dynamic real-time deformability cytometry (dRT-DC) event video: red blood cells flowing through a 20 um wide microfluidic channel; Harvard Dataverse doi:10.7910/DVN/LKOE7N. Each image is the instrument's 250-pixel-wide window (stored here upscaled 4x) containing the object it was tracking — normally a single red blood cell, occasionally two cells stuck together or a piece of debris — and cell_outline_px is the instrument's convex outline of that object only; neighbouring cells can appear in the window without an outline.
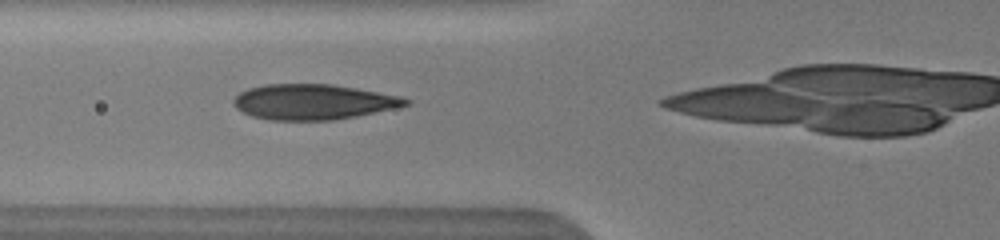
{"species": "human", "species_latin": "Homo sapiens", "temperature_condition": "warm", "stored_images_in_passage": 33, "camera_frame_rate_fps": 3000, "um_per_image_px": 0.085, "donor": {"sex": "male"}, "frame": {"image": 1, "passage_image": 17, "time_ms": 4.333, "image_size_px": [1000, 240], "cell_outline_px": [[412, 100], [408, 104], [392, 108], [356, 116], [332, 120], [268, 120], [252, 116], [236, 108], [232, 104], [232, 100], [240, 92], [248, 88], [264, 84], [332, 84], [404, 96]], "centroid_in_image_um": [26.6, 8.65], "position_along_channel_um": 99.2, "area_um2": 35.49}}